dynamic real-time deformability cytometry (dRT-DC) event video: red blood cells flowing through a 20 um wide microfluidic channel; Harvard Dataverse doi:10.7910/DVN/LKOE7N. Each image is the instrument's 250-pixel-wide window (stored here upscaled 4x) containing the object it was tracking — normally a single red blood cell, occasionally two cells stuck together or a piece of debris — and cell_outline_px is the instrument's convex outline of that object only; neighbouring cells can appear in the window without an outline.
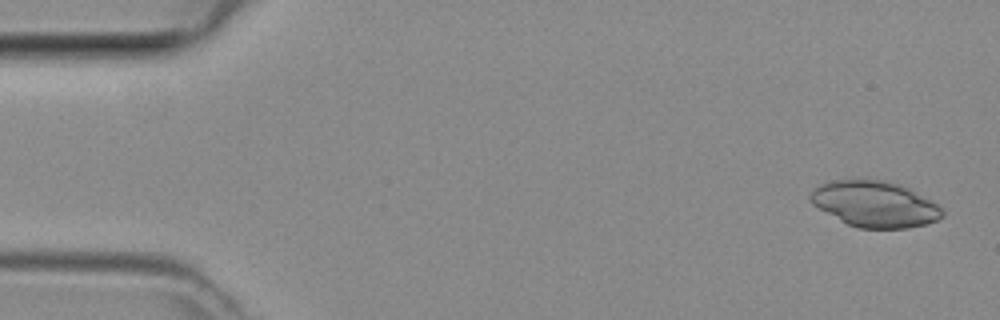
{"species": "common noctule bat (a hibernating species)", "species_latin": "Nyctalus noctula", "temperature_condition": "room temperature", "stored_images_in_passage": 4, "camera_frame_rate_fps": 3000, "um_per_image_px": 0.085, "animal": {"sex": "female", "body_mass_g": 29.2, "forearm_length_mm": 56.3}, "frame": {"image": 1, "passage_image": 1, "time_ms": 0.0, "image_size_px": [1000, 320], "cell_outline_px": [[944, 216], [936, 220], [924, 224], [908, 228], [860, 228], [848, 224], [840, 220], [812, 204], [808, 196], [820, 184], [828, 180], [888, 180], [900, 184], [908, 188], [936, 204], [944, 212]], "centroid_in_image_um": [74.34, 17.34], "position_along_channel_um": 10.7, "area_um2": 34.91}}